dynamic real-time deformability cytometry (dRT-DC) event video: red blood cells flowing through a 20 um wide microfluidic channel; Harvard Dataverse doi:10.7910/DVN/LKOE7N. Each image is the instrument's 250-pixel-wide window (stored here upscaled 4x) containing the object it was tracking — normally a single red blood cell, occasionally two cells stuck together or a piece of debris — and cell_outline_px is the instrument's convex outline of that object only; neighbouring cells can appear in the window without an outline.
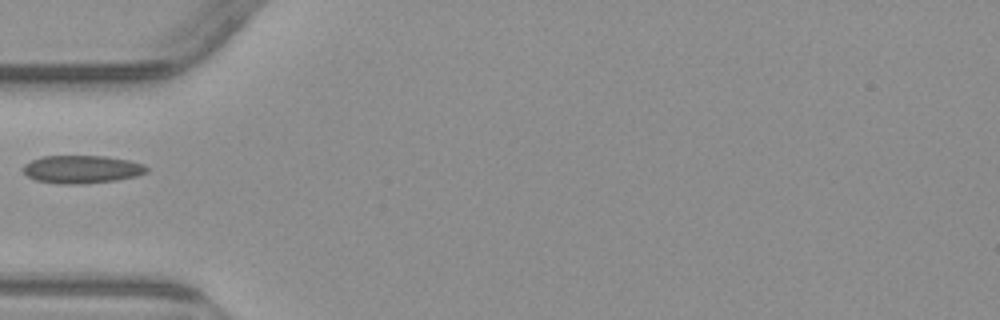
{"species": "common noctule bat (a hibernating species)", "species_latin": "Nyctalus noctula", "temperature_condition": "warm", "stored_images_in_passage": 7, "camera_frame_rate_fps": 3000, "um_per_image_px": 0.085, "animal": {"sex": "male", "body_mass_g": 23.1, "forearm_length_mm": 52.7}, "frame": {"image": 1, "passage_image": 6, "time_ms": 6.0, "image_size_px": [1000, 320], "cell_outline_px": [[148, 172], [136, 176], [116, 180], [84, 184], [60, 184], [36, 180], [28, 176], [20, 168], [24, 164], [40, 156], [104, 156], [128, 160], [144, 164], [148, 168]], "centroid_in_image_um": [6.94, 14.39], "position_along_channel_um": 78.1, "area_um2": 20.23}}
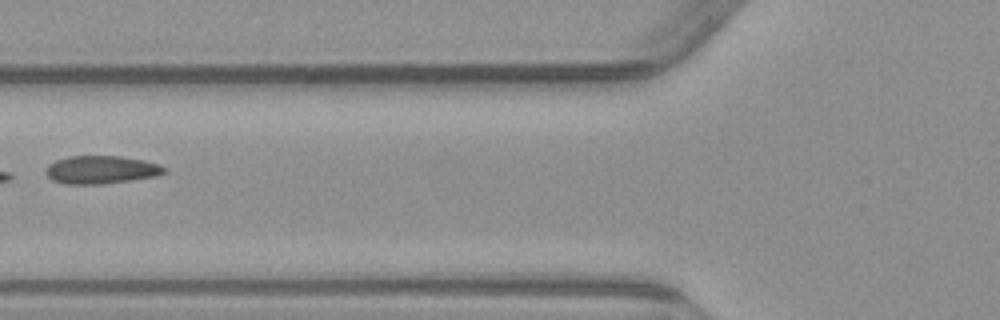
{"frame": {"image": 2, "passage_image": 7, "time_ms": 7.0, "image_size_px": [1000, 320], "cell_outline_px": [[168, 172], [156, 176], [132, 180], [104, 184], [64, 184], [52, 180], [44, 172], [44, 168], [48, 164], [56, 160], [68, 156], [120, 156], [144, 160], [160, 164], [168, 168]], "centroid_in_image_um": [8.61, 14.43], "position_along_channel_um": 117.2, "area_um2": 19.71}}